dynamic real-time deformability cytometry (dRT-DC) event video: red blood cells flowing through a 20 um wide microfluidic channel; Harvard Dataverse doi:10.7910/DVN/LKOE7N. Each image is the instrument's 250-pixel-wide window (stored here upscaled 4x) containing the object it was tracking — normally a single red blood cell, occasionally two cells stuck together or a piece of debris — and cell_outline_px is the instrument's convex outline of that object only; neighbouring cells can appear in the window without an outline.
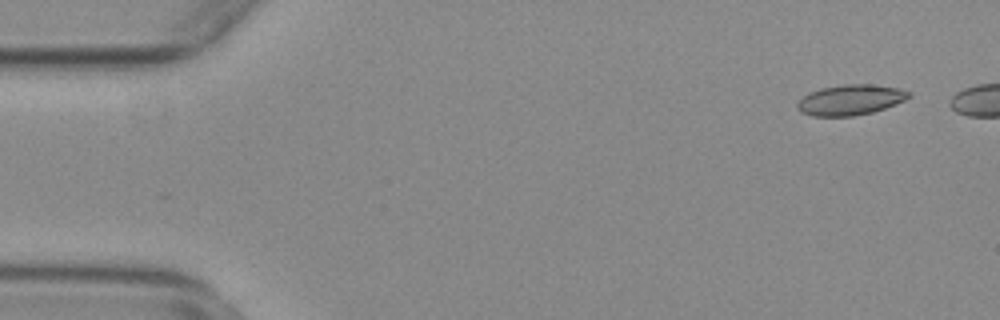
{"species": "common noctule bat (a hibernating species)", "species_latin": "Nyctalus noctula", "temperature_condition": "warm", "stored_images_in_passage": 48, "camera_frame_rate_fps": 3000, "um_per_image_px": 0.085, "animal": {"sex": "female", "body_mass_g": 29.2, "forearm_length_mm": 56.3}, "frame": {"image": 1, "passage_image": 4, "time_ms": 1.0, "image_size_px": [1000, 320], "cell_outline_px": [[912, 96], [896, 104], [872, 112], [852, 116], [812, 116], [800, 112], [796, 104], [808, 92], [820, 88], [844, 84], [872, 84], [900, 88], [912, 92]], "centroid_in_image_um": [72.3, 8.48], "position_along_channel_um": 12.7, "area_um2": 19.88}}
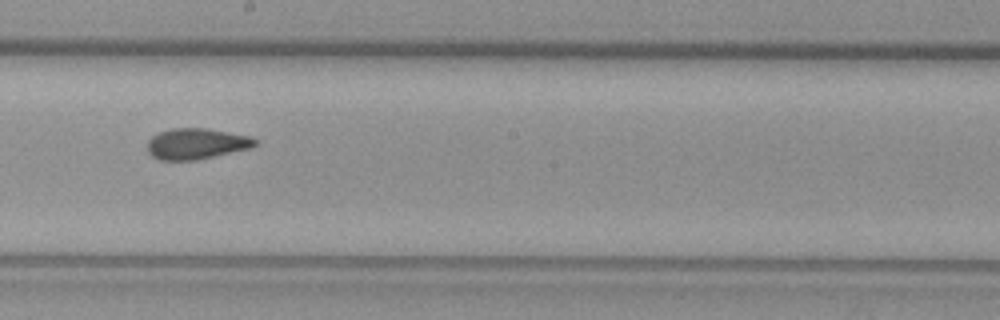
{"frame": {"image": 2, "passage_image": 31, "time_ms": 10.0, "image_size_px": [1000, 320], "cell_outline_px": [[260, 144], [248, 148], [196, 160], [160, 160], [152, 156], [148, 152], [148, 140], [152, 136], [160, 132], [172, 128], [208, 128], [252, 136]], "centroid_in_image_um": [16.7, 12.21], "position_along_channel_um": 231.5, "area_um2": 19.36}}
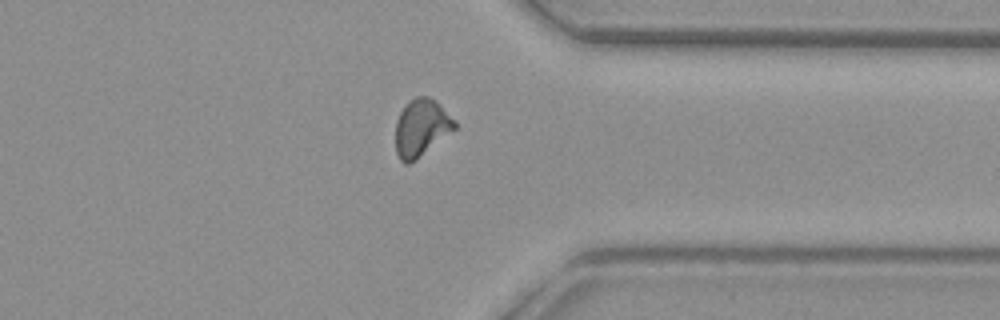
{"frame": {"image": 3, "passage_image": 43, "time_ms": 14.0, "image_size_px": [1000, 320], "cell_outline_px": [[456, 128], [416, 160], [408, 164], [404, 164], [400, 160], [396, 152], [396, 120], [400, 112], [416, 96], [428, 96], [436, 100], [456, 120]], "centroid_in_image_um": [35.82, 10.87], "position_along_channel_um": 375.6, "area_um2": 19.65}}